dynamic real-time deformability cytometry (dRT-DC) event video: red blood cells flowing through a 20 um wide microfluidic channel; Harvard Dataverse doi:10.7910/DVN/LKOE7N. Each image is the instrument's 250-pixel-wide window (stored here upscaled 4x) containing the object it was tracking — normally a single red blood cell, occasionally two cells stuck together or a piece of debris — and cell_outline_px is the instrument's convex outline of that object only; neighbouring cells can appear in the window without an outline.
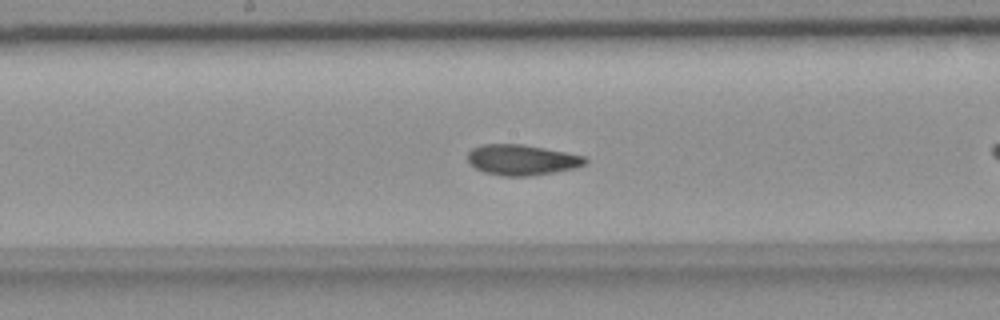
{"species": "common noctule bat (a hibernating species)", "species_latin": "Nyctalus noctula", "temperature_condition": "room temperature", "stored_images_in_passage": 38, "camera_frame_rate_fps": 3000, "um_per_image_px": 0.085, "animal": {"sex": "female", "body_mass_g": 18.4}, "frame": {"image": 1, "passage_image": 15, "time_ms": 4.667, "image_size_px": [1000, 320], "cell_outline_px": [[588, 160], [584, 164], [572, 168], [532, 176], [500, 176], [484, 172], [468, 164], [468, 152], [472, 148], [480, 144], [524, 144], [584, 156]], "centroid_in_image_um": [44.29, 13.58], "position_along_channel_um": 203.9, "area_um2": 20.87}}
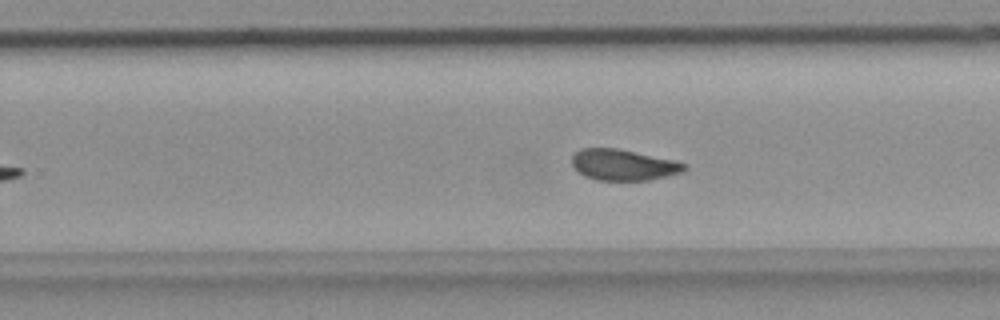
{"frame": {"image": 2, "passage_image": 21, "time_ms": 6.667, "image_size_px": [1000, 320], "cell_outline_px": [[688, 168], [684, 172], [668, 176], [648, 180], [596, 180], [584, 176], [572, 164], [572, 156], [580, 148], [616, 148], [672, 160], [688, 164]], "centroid_in_image_um": [53.0, 14.02], "position_along_channel_um": 276.8, "area_um2": 20.23}}
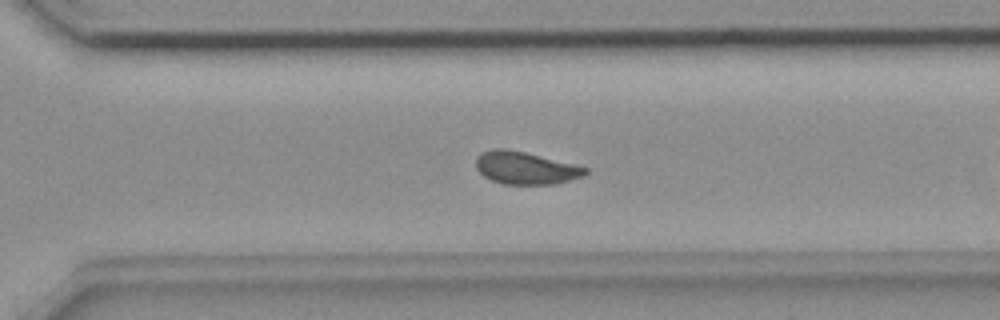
{"frame": {"image": 3, "passage_image": 25, "time_ms": 8.0, "image_size_px": [1000, 320], "cell_outline_px": [[588, 172], [584, 176], [556, 184], [504, 184], [492, 180], [484, 176], [476, 168], [476, 156], [480, 152], [492, 148], [504, 148], [524, 152], [588, 168]], "centroid_in_image_um": [44.63, 14.27], "position_along_channel_um": 326.0, "area_um2": 20.63}, "authors_computed_cell_mechanics": {"area_um2": 21.097, "velocity_mm_per_s": 3.6615, "shape_relaxation_time_tau1_ms": 4.2223, "shape_relaxation_time_tau2_ms": 0.9207, "deformation_change_tau1": 0.0949, "deformation_change_tau2": 0.0368}}